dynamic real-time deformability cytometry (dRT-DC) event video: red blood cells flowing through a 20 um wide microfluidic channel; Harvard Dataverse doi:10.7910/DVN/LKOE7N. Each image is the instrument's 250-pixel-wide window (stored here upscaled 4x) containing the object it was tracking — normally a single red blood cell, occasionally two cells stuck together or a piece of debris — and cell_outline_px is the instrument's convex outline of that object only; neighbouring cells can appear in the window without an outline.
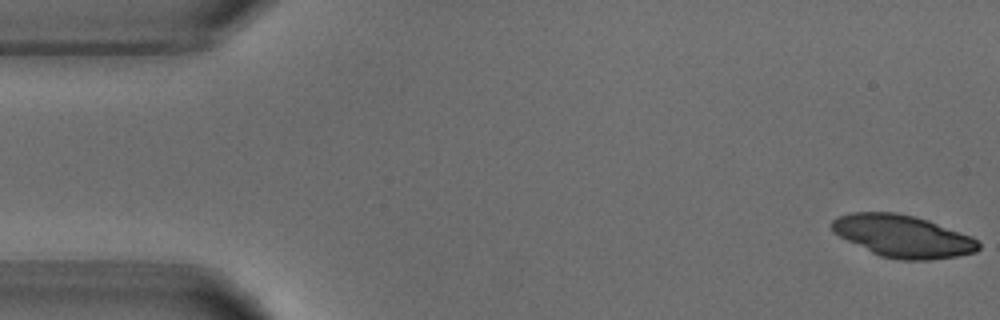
{"species": "common noctule bat (a hibernating species)", "species_latin": "Nyctalus noctula", "temperature_condition": "warm", "stored_images_in_passage": 45, "camera_frame_rate_fps": 3000, "um_per_image_px": 0.085, "animal": {"sex": "male", "body_mass_g": 18.8}, "frame": {"image": 1, "passage_image": 1, "time_ms": 0.0, "image_size_px": [1000, 320], "cell_outline_px": [[980, 248], [976, 252], [956, 256], [928, 260], [900, 260], [880, 256], [832, 232], [832, 220], [840, 216], [852, 212], [896, 212], [928, 220], [972, 236], [980, 244]], "centroid_in_image_um": [76.76, 20.07], "position_along_channel_um": 8.2, "area_um2": 35.78}}
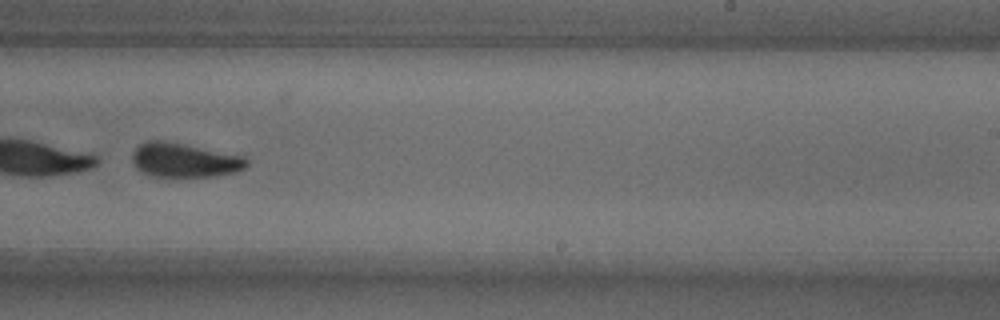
{"frame": {"image": 2, "passage_image": 32, "time_ms": 10.333, "image_size_px": [1000, 320], "cell_outline_px": [[248, 164], [244, 168], [236, 172], [212, 176], [148, 176], [140, 172], [136, 168], [132, 160], [132, 152], [140, 144], [148, 140], [160, 140], [244, 156], [248, 160]], "centroid_in_image_um": [15.63, 13.62], "position_along_channel_um": 273.4, "area_um2": 22.6}}